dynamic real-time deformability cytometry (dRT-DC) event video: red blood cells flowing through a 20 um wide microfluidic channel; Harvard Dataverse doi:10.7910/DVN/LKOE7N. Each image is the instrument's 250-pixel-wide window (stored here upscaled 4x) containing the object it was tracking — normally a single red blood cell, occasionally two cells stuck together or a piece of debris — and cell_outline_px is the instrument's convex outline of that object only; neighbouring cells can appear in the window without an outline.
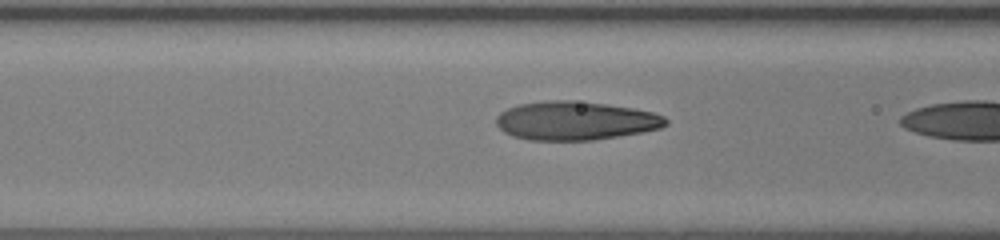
{"species": "human", "species_latin": "Homo sapiens", "temperature_condition": "room temperature", "stored_images_in_passage": 20, "camera_frame_rate_fps": 3000, "um_per_image_px": 0.085, "donor": {"sex": "female"}, "frame": {"image": 1, "passage_image": 19, "time_ms": 6.0, "image_size_px": [1000, 240], "cell_outline_px": [[668, 124], [660, 128], [640, 132], [596, 140], [528, 140], [512, 136], [504, 132], [496, 124], [496, 116], [500, 112], [508, 108], [520, 104], [548, 100], [572, 100], [604, 104], [632, 108], [652, 112], [664, 116], [668, 120]], "centroid_in_image_um": [48.89, 10.26], "position_along_channel_um": 117.7, "area_um2": 38.15}}